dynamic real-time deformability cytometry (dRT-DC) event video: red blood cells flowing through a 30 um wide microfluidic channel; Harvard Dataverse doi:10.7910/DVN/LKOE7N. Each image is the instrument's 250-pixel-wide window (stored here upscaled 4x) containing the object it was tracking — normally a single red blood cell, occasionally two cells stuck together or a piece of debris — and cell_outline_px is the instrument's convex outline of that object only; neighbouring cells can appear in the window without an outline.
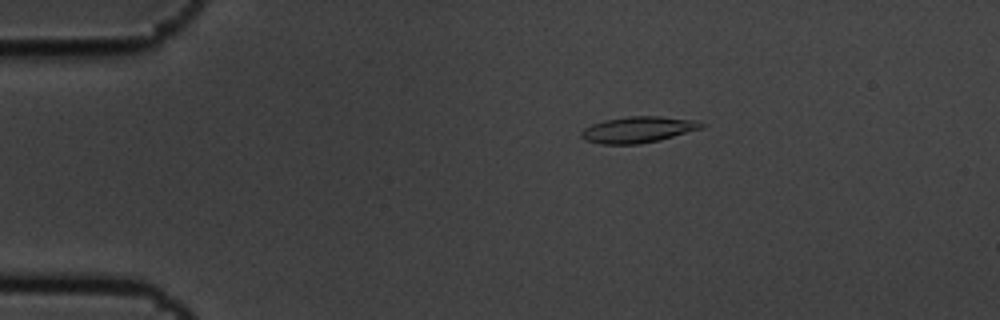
{"species": "common noctule bat (a hibernating species)", "species_latin": "Nyctalus noctula", "temperature_condition": "cold", "stored_images_in_passage": 10, "camera_frame_rate_fps": 3000, "um_per_image_px": 0.085, "animal": {"sex": "male", "body_mass_g": 19.5, "forearm_length_mm": 54.6}, "frame": {"image": 1, "passage_image": 2, "time_ms": 0.333, "image_size_px": [1000, 320], "cell_outline_px": [[704, 128], [660, 140], [640, 144], [600, 144], [584, 140], [580, 136], [580, 132], [584, 128], [592, 124], [604, 120], [628, 116], [660, 116], [696, 120], [704, 124]], "centroid_in_image_um": [54.23, 11.02], "position_along_channel_um": 30.8, "area_um2": 18.5}}
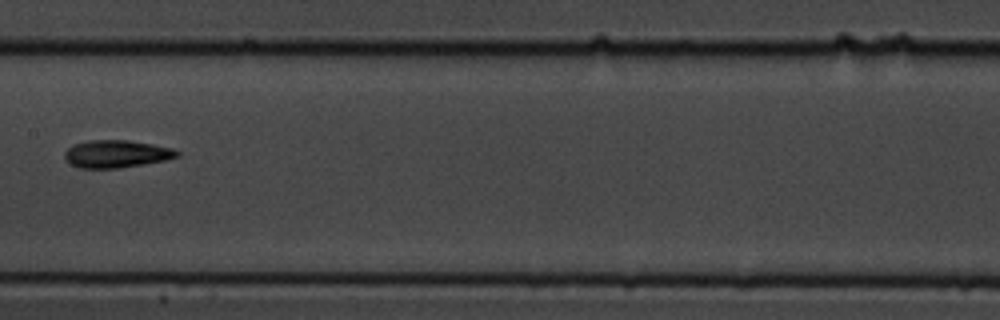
{"frame": {"image": 2, "passage_image": 7, "time_ms": 2.0, "image_size_px": [1000, 320], "cell_outline_px": [[180, 156], [164, 160], [120, 168], [80, 168], [64, 160], [64, 152], [72, 144], [88, 140], [128, 140], [152, 144], [172, 148], [180, 152]], "centroid_in_image_um": [9.86, 13.07], "position_along_channel_um": 197.5, "area_um2": 18.09}}
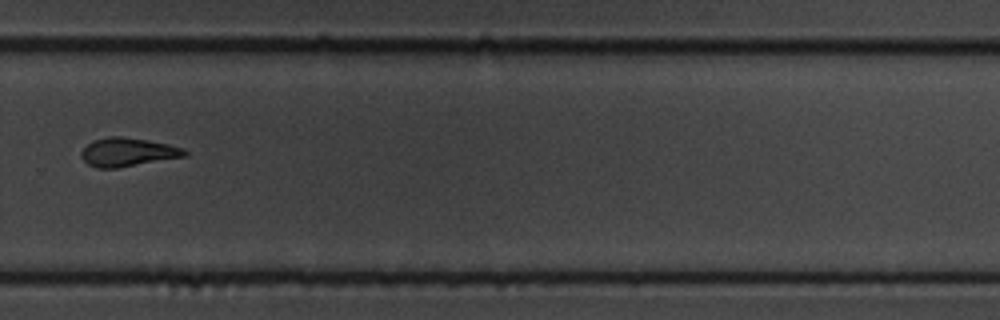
{"frame": {"image": 3, "passage_image": 10, "time_ms": 3.0, "image_size_px": [1000, 320], "cell_outline_px": [[188, 156], [116, 168], [96, 168], [88, 164], [80, 156], [80, 152], [92, 140], [108, 136], [120, 136], [148, 140], [168, 144], [184, 148], [188, 152]], "centroid_in_image_um": [10.86, 12.93], "position_along_channel_um": 318.9, "area_um2": 17.34}}